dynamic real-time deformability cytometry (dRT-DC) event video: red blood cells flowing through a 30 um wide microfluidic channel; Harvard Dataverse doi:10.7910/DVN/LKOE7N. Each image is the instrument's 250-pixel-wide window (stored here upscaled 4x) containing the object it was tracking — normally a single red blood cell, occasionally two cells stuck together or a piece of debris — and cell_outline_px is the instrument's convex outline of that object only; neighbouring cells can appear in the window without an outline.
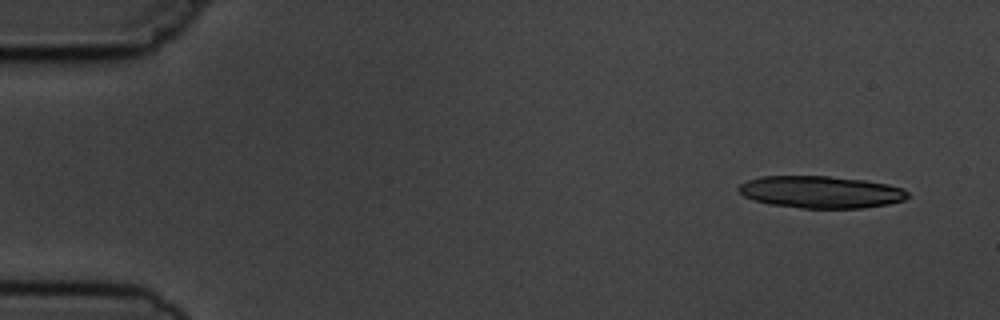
{"species": "common noctule bat (a hibernating species)", "species_latin": "Nyctalus noctula", "temperature_condition": "cold", "stored_images_in_passage": 5, "camera_frame_rate_fps": 3000, "um_per_image_px": 0.085, "animal": {"sex": "male", "body_mass_g": 19.5, "forearm_length_mm": 54.6}, "frame": {"image": 1, "passage_image": 1, "time_ms": 0.0, "image_size_px": [1000, 320], "cell_outline_px": [[908, 196], [904, 200], [888, 204], [864, 208], [804, 208], [768, 204], [744, 196], [736, 188], [740, 184], [748, 180], [760, 176], [828, 176], [864, 180], [888, 184], [904, 188], [908, 192]], "centroid_in_image_um": [69.78, 16.32], "position_along_channel_um": 15.2, "area_um2": 31.67}}